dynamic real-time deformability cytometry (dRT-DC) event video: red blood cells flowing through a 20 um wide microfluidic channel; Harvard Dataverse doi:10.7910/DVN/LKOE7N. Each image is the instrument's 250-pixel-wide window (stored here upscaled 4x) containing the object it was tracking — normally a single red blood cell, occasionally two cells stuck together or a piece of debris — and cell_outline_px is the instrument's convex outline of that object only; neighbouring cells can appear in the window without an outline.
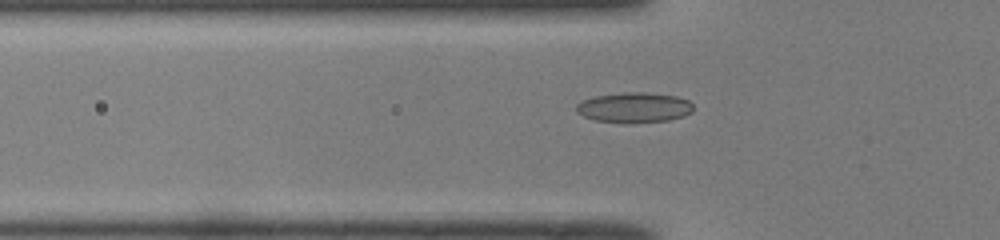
{"species": "common noctule bat (a hibernating species)", "species_latin": "Nyctalus noctula", "temperature_condition": "room temperature", "stored_images_in_passage": 33, "camera_frame_rate_fps": 3000, "um_per_image_px": 0.085, "animal": {"sex": "male", "body_mass_g": 19.0, "forearm_length_mm": 50.8}, "frame": {"image": 1, "passage_image": 5, "time_ms": 1.333, "image_size_px": [1000, 240], "cell_outline_px": [[692, 112], [684, 116], [668, 120], [632, 124], [592, 120], [576, 112], [576, 104], [580, 100], [596, 96], [624, 92], [644, 92], [676, 96], [688, 100], [692, 104]], "centroid_in_image_um": [53.87, 9.15], "position_along_channel_um": 71.9, "area_um2": 20.87}}
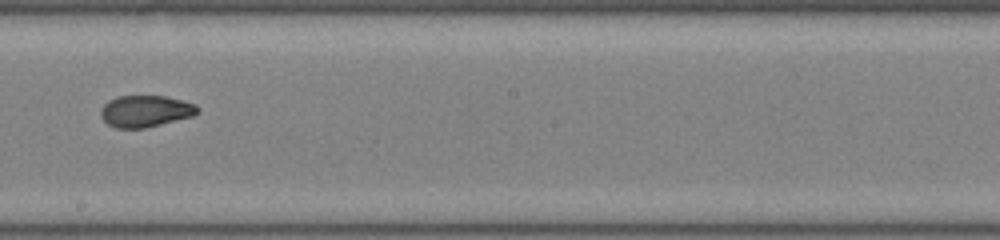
{"frame": {"image": 2, "passage_image": 17, "time_ms": 5.333, "image_size_px": [1000, 240], "cell_outline_px": [[200, 112], [192, 116], [144, 128], [116, 128], [108, 124], [100, 116], [100, 112], [104, 104], [108, 100], [116, 96], [164, 96], [196, 104], [200, 108]], "centroid_in_image_um": [12.35, 9.44], "position_along_channel_um": 235.8, "area_um2": 17.8}}
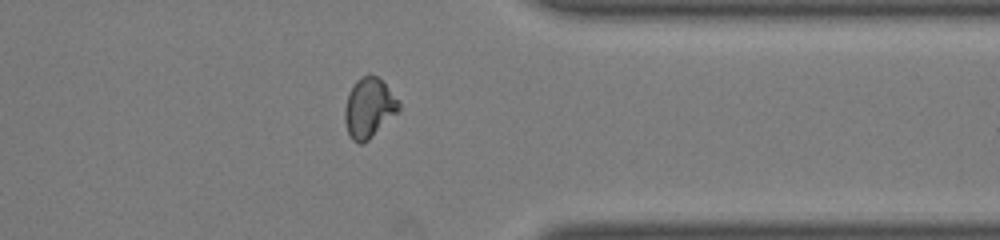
{"frame": {"image": 3, "passage_image": 28, "time_ms": 9.0, "image_size_px": [1000, 240], "cell_outline_px": [[400, 112], [368, 140], [360, 144], [352, 140], [348, 132], [344, 120], [344, 108], [348, 92], [356, 80], [360, 76], [368, 72], [376, 76], [400, 100]], "centroid_in_image_um": [31.37, 9.15], "position_along_channel_um": 380.0, "area_um2": 19.19}}